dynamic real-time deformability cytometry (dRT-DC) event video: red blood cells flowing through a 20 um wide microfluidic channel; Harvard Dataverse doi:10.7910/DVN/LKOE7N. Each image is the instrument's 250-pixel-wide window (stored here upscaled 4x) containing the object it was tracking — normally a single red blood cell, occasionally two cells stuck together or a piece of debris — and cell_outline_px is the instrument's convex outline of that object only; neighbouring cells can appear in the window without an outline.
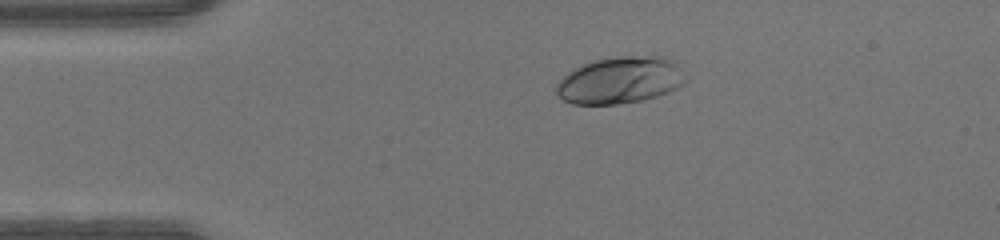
{"species": "human", "species_latin": "Homo sapiens", "temperature_condition": "warm", "stored_images_in_passage": 40, "camera_frame_rate_fps": 3000, "um_per_image_px": 0.085, "donor": {"sex": "male"}, "frame": {"image": 1, "passage_image": 2, "time_ms": 0.333, "image_size_px": [1000, 240], "cell_outline_px": [[688, 80], [684, 84], [660, 96], [644, 100], [616, 104], [572, 104], [564, 100], [552, 88], [568, 72], [592, 60], [624, 56], [660, 56], [672, 60], [688, 76]], "centroid_in_image_um": [52.74, 6.83], "position_along_channel_um": 32.3, "area_um2": 35.49}}
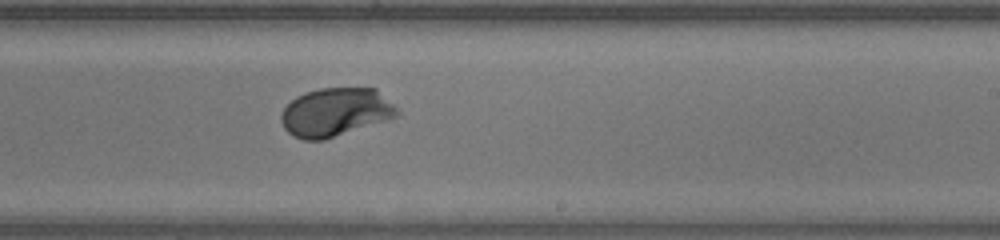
{"frame": {"image": 2, "passage_image": 21, "time_ms": 6.667, "image_size_px": [1000, 240], "cell_outline_px": [[400, 116], [324, 140], [304, 140], [292, 136], [284, 128], [280, 120], [280, 112], [296, 96], [304, 92], [320, 88], [376, 88], [400, 112]], "centroid_in_image_um": [28.49, 9.54], "position_along_channel_um": 260.5, "area_um2": 32.89}}
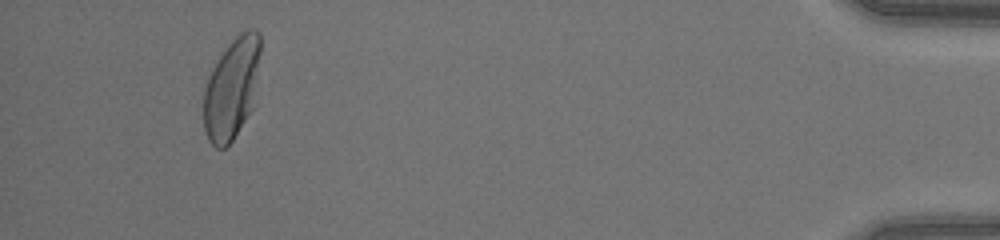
{"frame": {"image": 3, "passage_image": 37, "time_ms": 12.0, "image_size_px": [1000, 240], "cell_outline_px": [[260, 52], [256, 104], [232, 140], [224, 148], [216, 148], [208, 140], [204, 128], [204, 88], [208, 76], [212, 68], [220, 56], [232, 40], [240, 32], [248, 28], [252, 28], [260, 32]], "centroid_in_image_um": [19.73, 7.51], "position_along_channel_um": 415.5, "area_um2": 33.93}}